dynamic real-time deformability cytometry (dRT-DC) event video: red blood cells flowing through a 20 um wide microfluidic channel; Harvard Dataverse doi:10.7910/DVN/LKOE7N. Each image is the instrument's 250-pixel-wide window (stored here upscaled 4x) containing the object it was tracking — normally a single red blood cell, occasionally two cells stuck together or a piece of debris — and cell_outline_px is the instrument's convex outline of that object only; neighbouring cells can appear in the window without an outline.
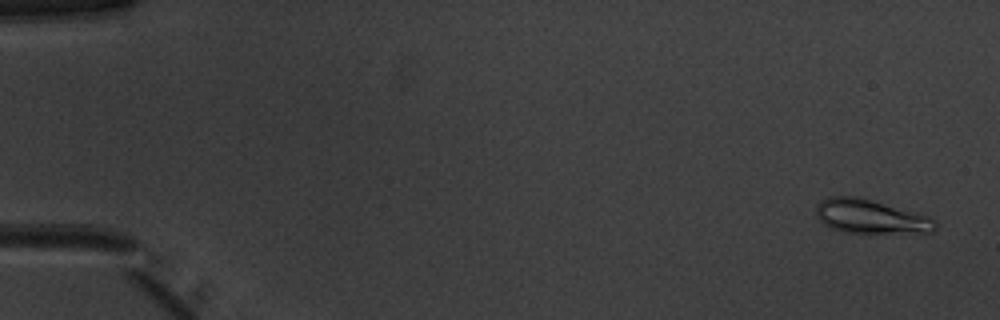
{"species": "common noctule bat (a hibernating species)", "species_latin": "Nyctalus noctula", "temperature_condition": "warm", "stored_images_in_passage": 53, "segment_of_instrument_passage": [1, 2], "camera_frame_rate_fps": 3000, "um_per_image_px": 0.085, "animal": {"sex": "male", "body_mass_g": 20.1, "forearm_length_mm": 53.5}, "frame": {"image": 1, "passage_image": 3, "time_ms": 0.667, "image_size_px": [1000, 320], "cell_outline_px": [[936, 228], [932, 232], [840, 232], [824, 224], [816, 216], [816, 204], [820, 200], [828, 196], [860, 196], [928, 216], [936, 220]], "centroid_in_image_um": [73.95, 18.38], "position_along_channel_um": 11.1, "area_um2": 23.52}}
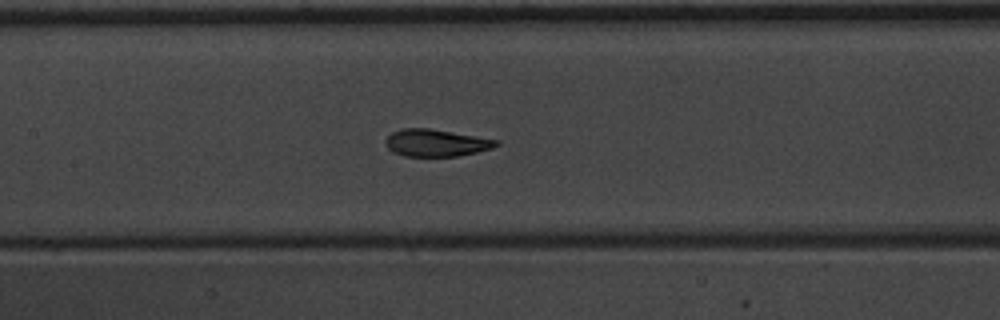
{"frame": {"image": 2, "passage_image": 26, "time_ms": 8.333, "image_size_px": [1000, 320], "cell_outline_px": [[500, 144], [492, 148], [476, 152], [456, 156], [404, 156], [392, 152], [384, 144], [384, 140], [392, 132], [400, 128], [428, 128], [500, 140]], "centroid_in_image_um": [37.03, 12.14], "position_along_channel_um": 170.4, "area_um2": 17.57}}
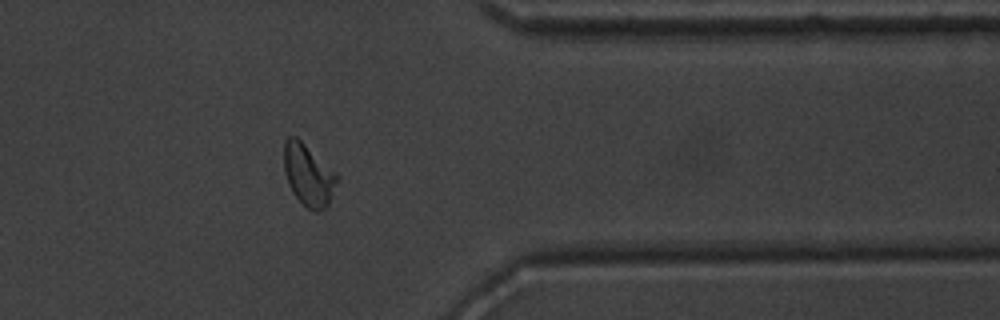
{"frame": {"image": 3, "passage_image": 43, "time_ms": 14.0, "image_size_px": [1000, 320], "cell_outline_px": [[340, 180], [328, 204], [320, 212], [316, 212], [308, 208], [292, 192], [288, 184], [284, 172], [284, 140], [288, 136], [296, 136], [336, 172], [340, 176]], "centroid_in_image_um": [26.23, 14.87], "position_along_channel_um": 385.2, "area_um2": 19.25}}